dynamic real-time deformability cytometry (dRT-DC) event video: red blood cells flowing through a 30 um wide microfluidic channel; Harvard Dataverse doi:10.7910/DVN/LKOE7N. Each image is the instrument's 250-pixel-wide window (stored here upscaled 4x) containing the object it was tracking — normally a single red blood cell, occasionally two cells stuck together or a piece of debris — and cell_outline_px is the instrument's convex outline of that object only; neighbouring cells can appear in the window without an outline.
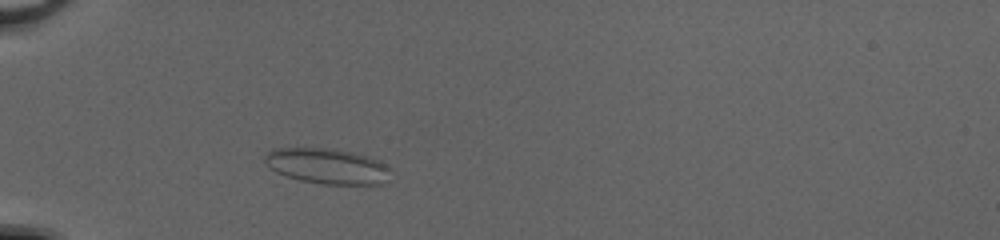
{"species": "common noctule bat (a hibernating species)", "species_latin": "Nyctalus noctula", "temperature_condition": "cold", "stored_images_in_passage": 31, "camera_frame_rate_fps": 3000, "um_per_image_px": 0.085, "animal": {"sex": "female", "body_mass_g": 20.0, "forearm_length_mm": 54.0}, "frame": {"image": 1, "passage_image": 6, "time_ms": 1.667, "image_size_px": [1000, 240], "cell_outline_px": [[388, 184], [324, 184], [300, 180], [276, 172], [268, 168], [264, 160], [264, 156], [272, 148], [336, 148], [352, 152], [380, 160], [388, 168]], "centroid_in_image_um": [27.8, 14.11], "position_along_channel_um": 57.2, "area_um2": 26.13}}
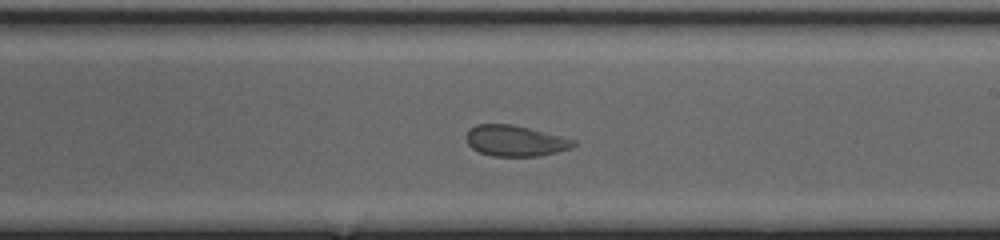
{"frame": {"image": 2, "passage_image": 21, "time_ms": 6.667, "image_size_px": [1000, 240], "cell_outline_px": [[576, 144], [572, 148], [540, 156], [492, 156], [480, 152], [472, 148], [468, 144], [464, 136], [468, 128], [476, 124], [512, 124], [564, 136], [576, 140]], "centroid_in_image_um": [43.79, 11.96], "position_along_channel_um": 245.2, "area_um2": 19.59}}
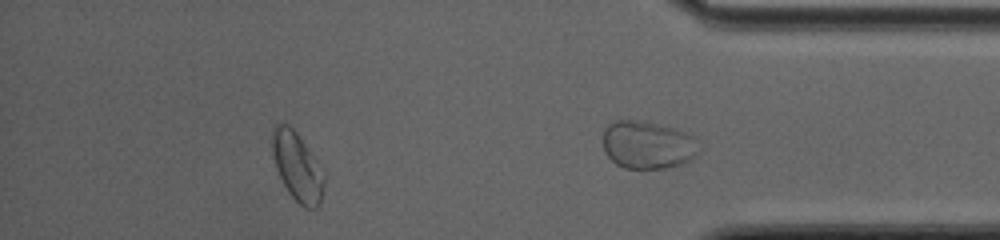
{"frame": {"image": 3, "passage_image": 31, "time_ms": 10.0, "image_size_px": [1000, 240], "cell_outline_px": [[696, 156], [680, 164], [664, 168], [624, 168], [616, 164], [604, 152], [604, 128], [612, 120], [636, 120], [656, 124], [672, 128], [684, 132], [692, 136], [696, 152]], "centroid_in_image_um": [54.96, 12.31], "position_along_channel_um": 380.2, "area_um2": 26.18}}